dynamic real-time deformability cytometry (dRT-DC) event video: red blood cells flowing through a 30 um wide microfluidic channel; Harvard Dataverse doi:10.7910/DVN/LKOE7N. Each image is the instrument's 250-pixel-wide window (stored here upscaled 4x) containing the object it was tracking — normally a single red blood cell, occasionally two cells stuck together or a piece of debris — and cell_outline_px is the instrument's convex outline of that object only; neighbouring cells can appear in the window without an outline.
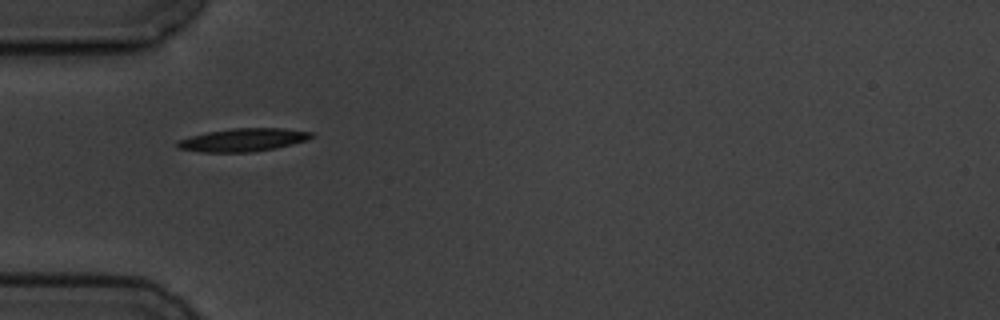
{"species": "common noctule bat (a hibernating species)", "species_latin": "Nyctalus noctula", "temperature_condition": "cold", "stored_images_in_passage": 3, "camera_frame_rate_fps": 3000, "um_per_image_px": 0.085, "animal": {"sex": "male", "body_mass_g": 19.5, "forearm_length_mm": 54.6}, "frame": {"image": 1, "passage_image": 2, "time_ms": 1.333, "image_size_px": [1000, 320], "cell_outline_px": [[312, 136], [304, 140], [292, 144], [276, 148], [252, 152], [200, 152], [176, 148], [176, 140], [208, 132], [232, 128], [284, 128], [312, 132]], "centroid_in_image_um": [20.61, 11.89], "position_along_channel_um": 64.4, "area_um2": 17.92}}
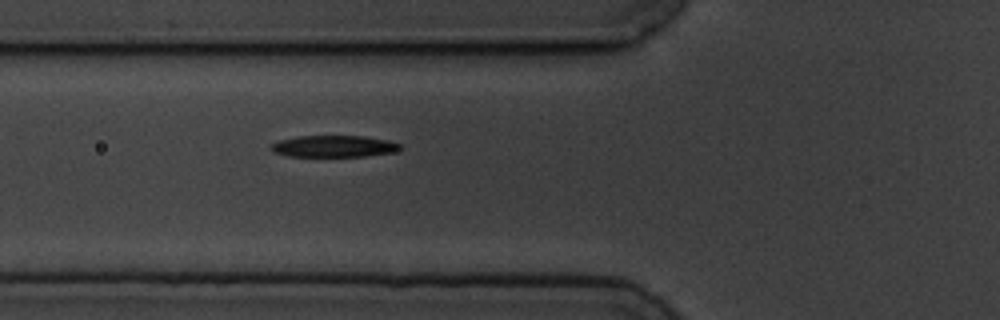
{"frame": {"image": 2, "passage_image": 3, "time_ms": 2.333, "image_size_px": [1000, 320], "cell_outline_px": [[404, 148], [392, 152], [364, 156], [288, 156], [272, 152], [268, 148], [272, 144], [280, 140], [296, 136], [364, 136], [388, 140], [400, 144]], "centroid_in_image_um": [28.35, 12.43], "position_along_channel_um": 97.4, "area_um2": 16.3}}